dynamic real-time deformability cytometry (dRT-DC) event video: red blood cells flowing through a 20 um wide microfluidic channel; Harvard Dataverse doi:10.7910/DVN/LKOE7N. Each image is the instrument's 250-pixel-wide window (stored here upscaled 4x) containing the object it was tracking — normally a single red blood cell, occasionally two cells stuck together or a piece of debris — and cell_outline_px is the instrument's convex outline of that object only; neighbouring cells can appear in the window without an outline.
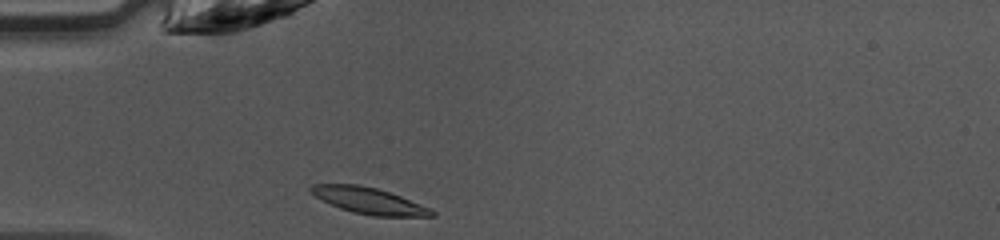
{"species": "common noctule bat (a hibernating species)", "species_latin": "Nyctalus noctula", "temperature_condition": "warm", "stored_images_in_passage": 34, "camera_frame_rate_fps": 3000, "um_per_image_px": 0.085, "animal": {"sex": "female", "body_mass_g": 10.0, "forearm_length_mm": 53.1}, "frame": {"image": 1, "passage_image": 1, "time_ms": 0.0, "image_size_px": [1000, 240], "cell_outline_px": [[436, 216], [372, 216], [352, 212], [340, 208], [316, 196], [308, 188], [312, 184], [356, 184], [376, 188], [400, 196], [432, 208], [436, 212]], "centroid_in_image_um": [31.41, 17.07], "position_along_channel_um": 53.6, "area_um2": 18.32}}
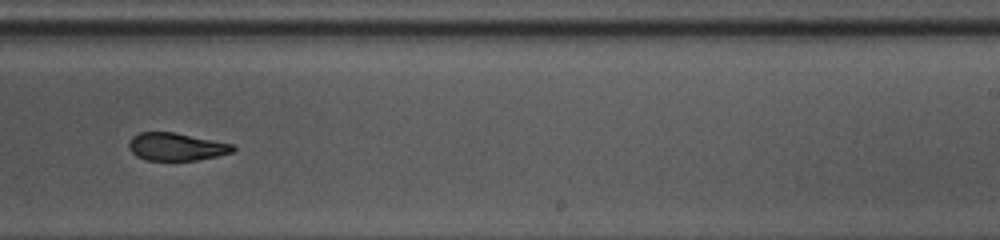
{"frame": {"image": 2, "passage_image": 17, "time_ms": 5.333, "image_size_px": [1000, 240], "cell_outline_px": [[236, 148], [232, 152], [216, 156], [196, 160], [148, 160], [136, 156], [128, 148], [128, 144], [132, 136], [140, 132], [172, 132], [232, 144]], "centroid_in_image_um": [14.94, 12.47], "position_along_channel_um": 274.1, "area_um2": 16.59}}
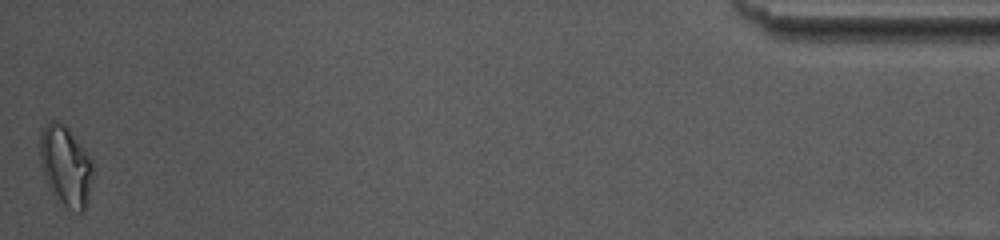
{"frame": {"image": 3, "passage_image": 34, "time_ms": 11.0, "image_size_px": [1000, 240], "cell_outline_px": [[92, 176], [88, 200], [84, 212], [80, 212], [68, 208], [56, 200], [48, 188], [40, 164], [40, 136], [44, 128], [52, 120], [56, 120], [64, 124], [68, 128], [92, 160]], "centroid_in_image_um": [5.57, 14.14], "position_along_channel_um": 429.6, "area_um2": 24.68}, "authors_computed_cell_mechanics": {"area_um2": 18.3226, "velocity_mm_per_s": 4.2763, "shape_relaxation_time_tau1_ms": 4.1149, "shape_relaxation_time_tau2_ms": 2.1114, "deformation_change_tau1": 0.1533, "deformation_change_tau2": 0.0734}}